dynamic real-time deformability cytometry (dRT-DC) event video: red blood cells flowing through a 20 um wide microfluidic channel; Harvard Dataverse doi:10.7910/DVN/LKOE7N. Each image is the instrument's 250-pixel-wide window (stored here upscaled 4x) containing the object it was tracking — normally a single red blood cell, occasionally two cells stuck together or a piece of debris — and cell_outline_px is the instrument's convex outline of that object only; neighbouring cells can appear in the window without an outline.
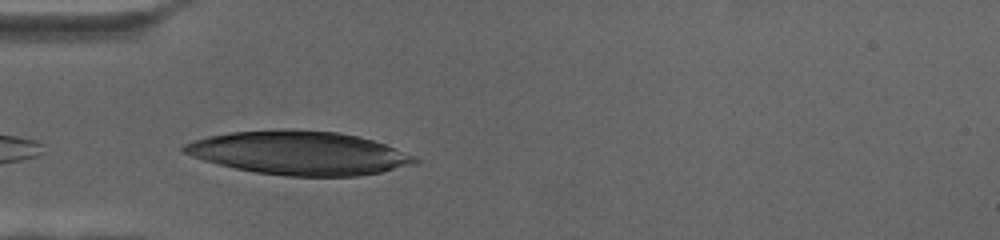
{"species": "human", "species_latin": "Homo sapiens", "temperature_condition": "cold", "stored_images_in_passage": 31, "camera_frame_rate_fps": 3000, "um_per_image_px": 0.085, "donor": {"sex": "female"}, "frame": {"image": 1, "passage_image": 2, "time_ms": 0.333, "image_size_px": [1000, 240], "cell_outline_px": [[420, 164], [380, 172], [356, 176], [284, 176], [256, 172], [216, 164], [192, 156], [184, 152], [180, 148], [184, 144], [192, 140], [208, 136], [228, 132], [284, 128], [296, 128], [340, 132], [372, 140], [384, 144], [412, 156], [420, 160]], "centroid_in_image_um": [25.39, 12.99], "position_along_channel_um": 59.6, "area_um2": 59.01}}
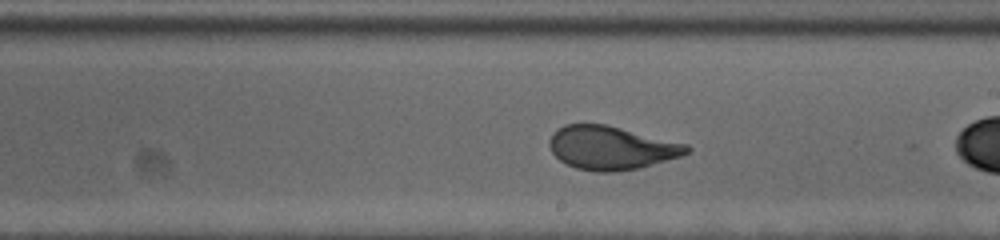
{"frame": {"image": 2, "passage_image": 17, "time_ms": 5.333, "image_size_px": [1000, 240], "cell_outline_px": [[692, 148], [688, 152], [680, 156], [640, 168], [616, 172], [596, 172], [576, 168], [560, 160], [552, 152], [548, 144], [548, 140], [552, 132], [564, 124], [604, 124], [688, 144]], "centroid_in_image_um": [51.93, 12.57], "position_along_channel_um": 237.1, "area_um2": 34.8}}
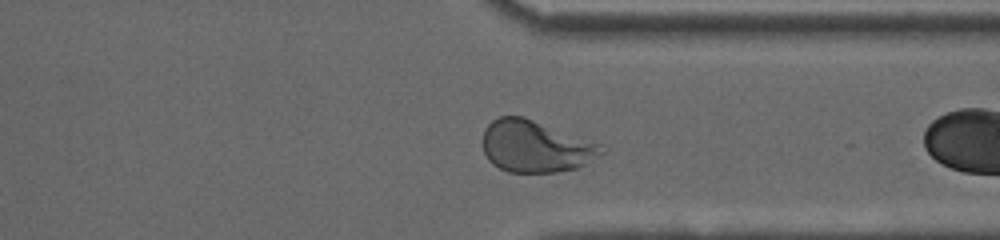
{"frame": {"image": 3, "passage_image": 30, "time_ms": 9.667, "image_size_px": [1000, 240], "cell_outline_px": [[608, 148], [604, 152], [584, 164], [576, 168], [556, 172], [508, 172], [492, 164], [488, 160], [484, 152], [484, 128], [492, 120], [500, 116], [524, 116], [600, 144]], "centroid_in_image_um": [45.51, 12.44], "position_along_channel_um": 365.9, "area_um2": 35.66}}